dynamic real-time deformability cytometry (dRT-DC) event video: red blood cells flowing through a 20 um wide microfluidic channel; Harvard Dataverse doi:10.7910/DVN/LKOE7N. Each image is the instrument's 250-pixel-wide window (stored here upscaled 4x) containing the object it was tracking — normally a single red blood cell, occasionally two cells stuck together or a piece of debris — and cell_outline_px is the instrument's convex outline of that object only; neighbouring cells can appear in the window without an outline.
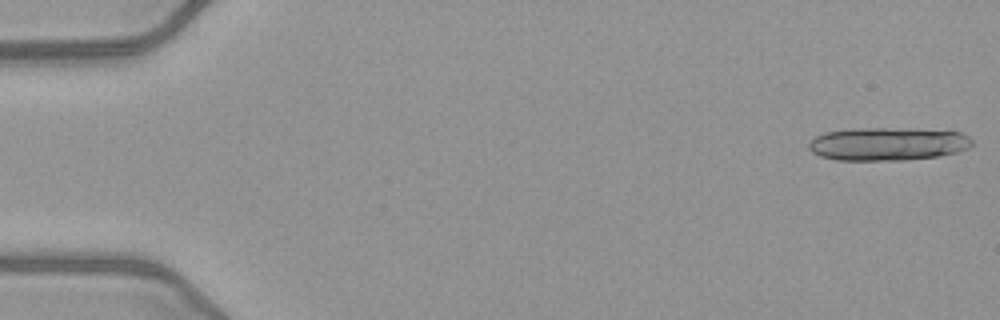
{"species": "common noctule bat (a hibernating species)", "species_latin": "Nyctalus noctula", "temperature_condition": "warm", "stored_images_in_passage": 18, "camera_frame_rate_fps": 3000, "um_per_image_px": 0.085, "animal": {"sex": "female", "body_mass_g": 21.9}, "frame": {"image": 1, "passage_image": 1, "time_ms": 0.0, "image_size_px": [1000, 320], "cell_outline_px": [[972, 144], [968, 148], [956, 152], [940, 156], [904, 160], [836, 160], [820, 156], [812, 152], [808, 148], [808, 144], [816, 136], [824, 132], [852, 128], [912, 128], [960, 132], [968, 136], [972, 140]], "centroid_in_image_um": [75.45, 12.22], "position_along_channel_um": 9.6, "area_um2": 31.79}}